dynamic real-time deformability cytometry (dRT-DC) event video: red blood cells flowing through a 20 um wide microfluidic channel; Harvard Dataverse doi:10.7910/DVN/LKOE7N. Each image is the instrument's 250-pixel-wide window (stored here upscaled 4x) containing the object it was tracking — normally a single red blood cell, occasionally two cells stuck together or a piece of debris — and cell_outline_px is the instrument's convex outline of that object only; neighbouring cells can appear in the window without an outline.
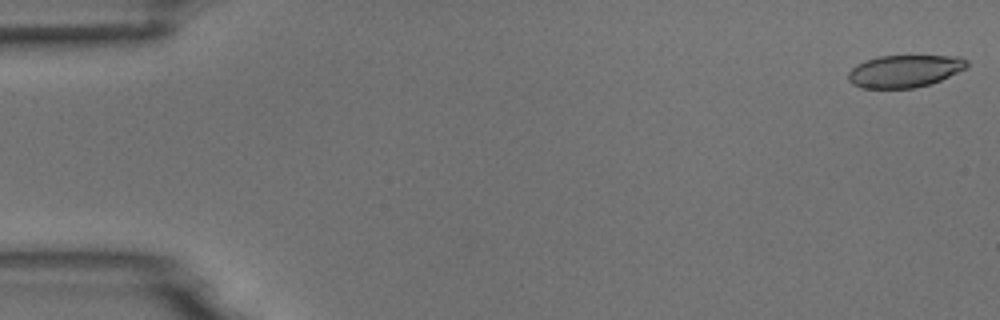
{"species": "common noctule bat (a hibernating species)", "species_latin": "Nyctalus noctula", "temperature_condition": "room temperature", "stored_images_in_passage": 54, "camera_frame_rate_fps": 3000, "um_per_image_px": 0.085, "animal": {"sex": "male", "body_mass_g": 18.8}, "frame": {"image": 1, "passage_image": 1, "time_ms": 0.0, "image_size_px": [1000, 320], "cell_outline_px": [[968, 64], [964, 68], [940, 80], [916, 88], [864, 88], [852, 84], [848, 80], [848, 72], [856, 64], [864, 60], [880, 56], [960, 56], [968, 60]], "centroid_in_image_um": [76.85, 6.04], "position_along_channel_um": 8.2, "area_um2": 22.25}}
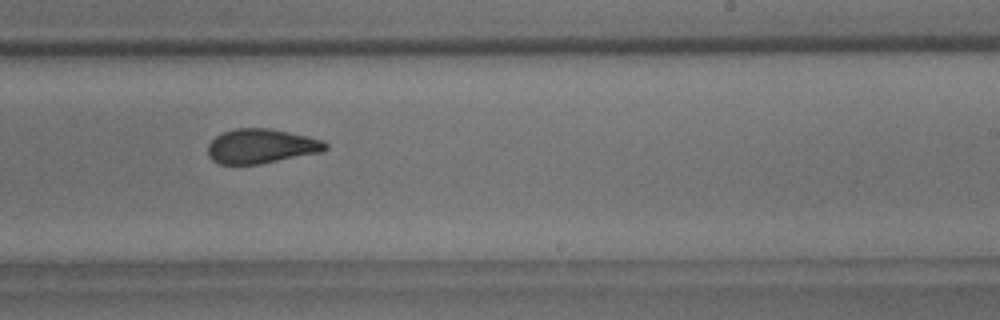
{"frame": {"image": 2, "passage_image": 33, "time_ms": 10.667, "image_size_px": [1000, 320], "cell_outline_px": [[328, 148], [320, 152], [260, 164], [220, 164], [212, 160], [208, 156], [208, 144], [216, 136], [224, 132], [236, 128], [272, 128], [324, 140], [328, 144]], "centroid_in_image_um": [22.2, 12.42], "position_along_channel_um": 266.8, "area_um2": 23.64}}
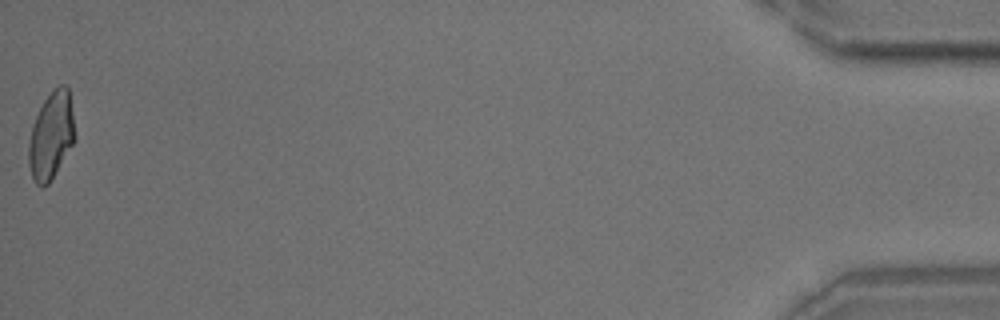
{"frame": {"image": 3, "passage_image": 54, "time_ms": 17.667, "image_size_px": [1000, 320], "cell_outline_px": [[76, 140], [48, 184], [44, 188], [40, 188], [36, 184], [32, 176], [28, 164], [28, 144], [32, 124], [44, 100], [60, 84], [68, 84], [76, 136]], "centroid_in_image_um": [4.36, 11.55], "position_along_channel_um": 430.8, "area_um2": 23.64}, "authors_computed_cell_mechanics": {"area_um2": 24.0737, "velocity_mm_per_s": 3.7208, "shape_relaxation_time_tau1_ms": 8.9078, "shape_relaxation_time_tau2_ms": 1.6502, "deformation_change_tau1": 0.2109, "deformation_change_tau2": 0.0807}}